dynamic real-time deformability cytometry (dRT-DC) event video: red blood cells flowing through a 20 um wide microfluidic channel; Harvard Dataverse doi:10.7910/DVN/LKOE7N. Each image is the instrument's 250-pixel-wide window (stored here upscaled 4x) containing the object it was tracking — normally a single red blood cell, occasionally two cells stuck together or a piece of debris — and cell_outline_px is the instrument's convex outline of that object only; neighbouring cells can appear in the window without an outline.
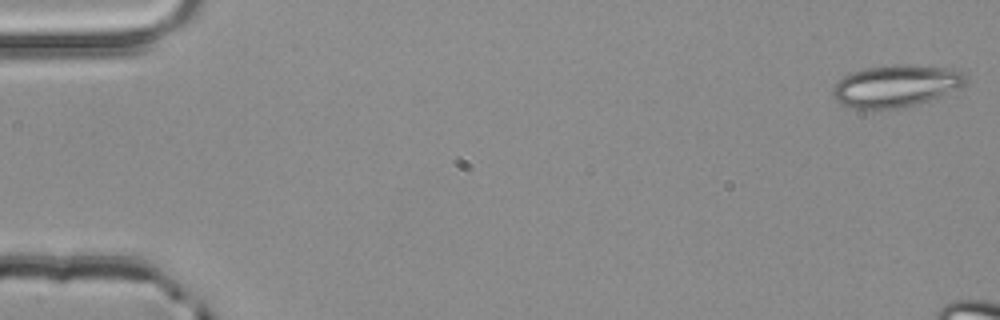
{"species": "common noctule bat (a hibernating species)", "species_latin": "Nyctalus noctula", "temperature_condition": "room temperature", "stored_images_in_passage": 10, "camera_frame_rate_fps": 3000, "um_per_image_px": 0.085, "animal": {"sex": "male", "body_mass_g": 20.4}, "frame": {"image": 1, "passage_image": 1, "time_ms": 0.0, "image_size_px": [1000, 320], "cell_outline_px": [[968, 72], [964, 84], [928, 100], [916, 104], [896, 108], [852, 108], [840, 104], [836, 100], [832, 92], [832, 88], [844, 76], [852, 72], [864, 68], [908, 64], [960, 68]], "centroid_in_image_um": [76.18, 7.27], "position_along_channel_um": 8.8, "area_um2": 32.31}}